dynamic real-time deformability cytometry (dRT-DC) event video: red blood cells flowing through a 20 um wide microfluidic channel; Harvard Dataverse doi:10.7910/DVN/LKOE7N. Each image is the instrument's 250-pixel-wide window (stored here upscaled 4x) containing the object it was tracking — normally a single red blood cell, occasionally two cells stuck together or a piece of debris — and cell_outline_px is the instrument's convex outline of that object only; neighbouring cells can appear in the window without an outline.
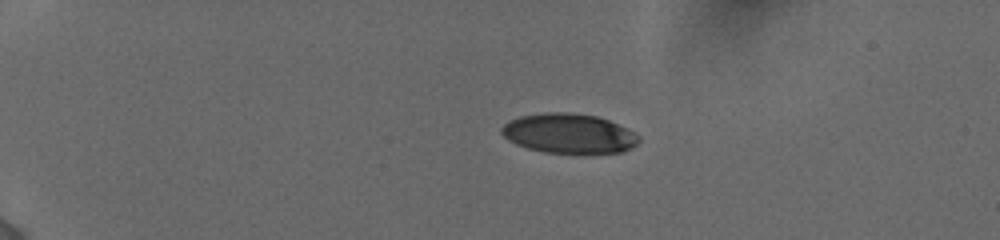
{"species": "human", "species_latin": "Homo sapiens", "temperature_condition": "cold", "stored_images_in_passage": 42, "camera_frame_rate_fps": 3000, "um_per_image_px": 0.085, "donor": {"sex": "female"}, "frame": {"image": 1, "passage_image": 1, "time_ms": 0.0, "image_size_px": [1000, 240], "cell_outline_px": [[640, 140], [636, 144], [620, 152], [544, 152], [528, 148], [516, 144], [508, 140], [500, 132], [500, 128], [508, 120], [520, 116], [544, 112], [568, 112], [596, 116], [608, 120], [628, 128], [636, 132], [640, 136]], "centroid_in_image_um": [48.33, 11.32], "position_along_channel_um": 36.7, "area_um2": 31.56}}
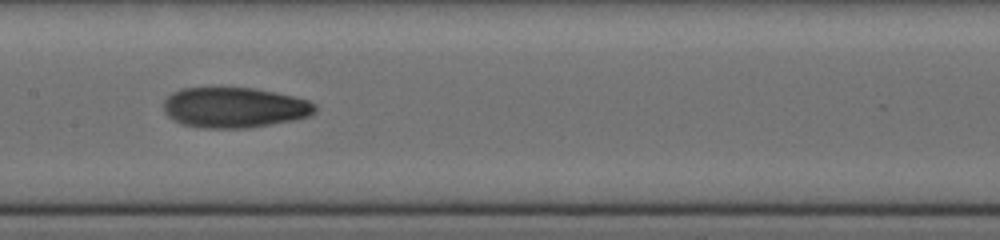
{"frame": {"image": 2, "passage_image": 24, "time_ms": 6.0, "image_size_px": [1000, 240], "cell_outline_px": [[316, 108], [308, 116], [292, 120], [248, 128], [204, 128], [180, 124], [172, 120], [164, 112], [164, 100], [172, 92], [180, 88], [256, 88], [276, 92], [308, 100], [316, 104]], "centroid_in_image_um": [19.87, 9.14], "position_along_channel_um": 187.5, "area_um2": 35.66}}
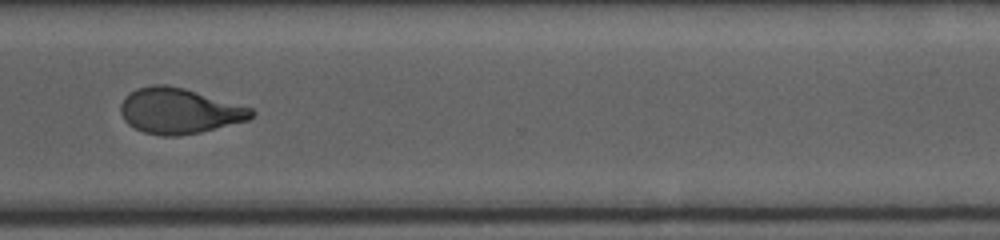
{"frame": {"image": 3, "passage_image": 41, "time_ms": 10.333, "image_size_px": [1000, 240], "cell_outline_px": [[256, 112], [248, 120], [200, 132], [176, 136], [160, 136], [144, 132], [128, 124], [124, 120], [120, 112], [120, 104], [124, 96], [136, 88], [152, 84], [164, 84], [184, 88], [252, 108]], "centroid_in_image_um": [15.19, 9.42], "position_along_channel_um": 355.4, "area_um2": 34.68}}